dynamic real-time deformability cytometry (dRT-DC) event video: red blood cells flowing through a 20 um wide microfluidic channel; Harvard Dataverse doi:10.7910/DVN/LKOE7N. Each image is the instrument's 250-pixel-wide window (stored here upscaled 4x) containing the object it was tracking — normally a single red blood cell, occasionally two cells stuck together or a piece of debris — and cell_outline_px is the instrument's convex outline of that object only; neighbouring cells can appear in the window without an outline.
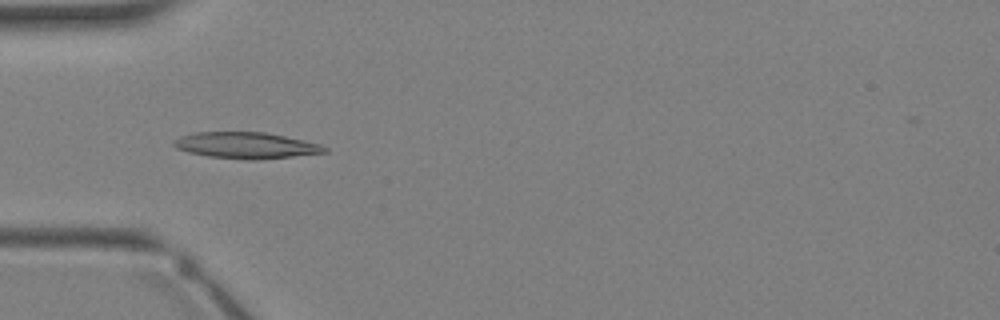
{"species": "Egyptian fruit bat (a non-hibernating species)", "species_latin": "Rousettus aegyptiacus", "temperature_condition": "warm", "stored_images_in_passage": 3, "camera_frame_rate_fps": 3000, "um_per_image_px": 0.085, "animal": {"sex": "female"}, "frame": {"image": 1, "passage_image": 3, "time_ms": 2.333, "image_size_px": [1000, 320], "cell_outline_px": [[328, 152], [256, 160], [244, 160], [208, 156], [188, 152], [176, 148], [172, 144], [172, 140], [180, 136], [196, 132], [264, 132], [304, 140], [320, 144], [328, 148]], "centroid_in_image_um": [20.89, 12.36], "position_along_channel_um": 64.1, "area_um2": 23.12}}